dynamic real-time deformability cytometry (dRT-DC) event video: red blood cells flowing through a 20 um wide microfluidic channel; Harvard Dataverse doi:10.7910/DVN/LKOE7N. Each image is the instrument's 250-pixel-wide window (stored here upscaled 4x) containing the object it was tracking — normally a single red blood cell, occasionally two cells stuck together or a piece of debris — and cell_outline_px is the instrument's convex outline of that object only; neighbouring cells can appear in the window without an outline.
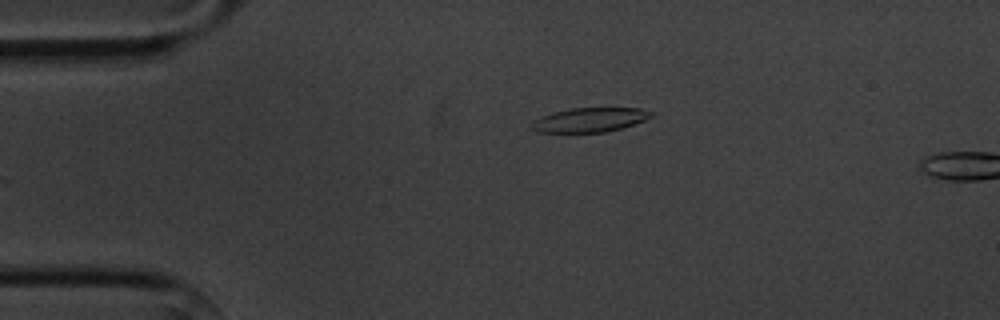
{"species": "common noctule bat (a hibernating species)", "species_latin": "Nyctalus noctula", "temperature_condition": "cold", "stored_images_in_passage": 2, "camera_frame_rate_fps": 3000, "um_per_image_px": 0.085, "animal": {"sex": "male", "body_mass_g": 20.1, "forearm_length_mm": 53.5}, "frame": {"image": 1, "passage_image": 1, "time_ms": 0.0, "image_size_px": [1000, 320], "cell_outline_px": [[652, 116], [644, 120], [620, 128], [604, 132], [536, 132], [532, 128], [532, 124], [536, 120], [552, 112], [572, 108], [640, 108], [652, 112]], "centroid_in_image_um": [50.13, 10.18], "position_along_channel_um": 34.9, "area_um2": 16.53}}